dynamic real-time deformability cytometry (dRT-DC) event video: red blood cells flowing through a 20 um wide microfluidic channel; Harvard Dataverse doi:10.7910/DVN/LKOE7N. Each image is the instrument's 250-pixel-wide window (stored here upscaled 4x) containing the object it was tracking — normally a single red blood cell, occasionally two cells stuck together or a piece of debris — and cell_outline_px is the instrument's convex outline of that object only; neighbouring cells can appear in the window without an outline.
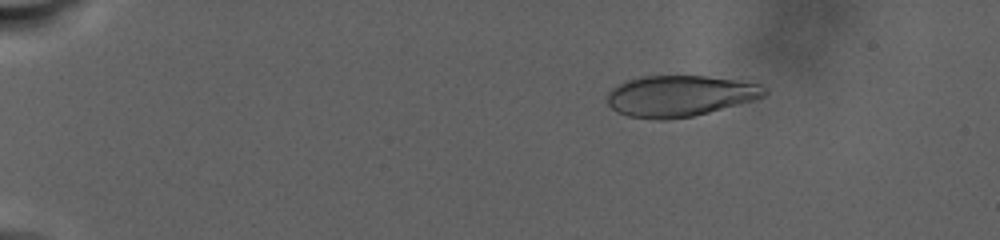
{"species": "human", "species_latin": "Homo sapiens", "temperature_condition": "warm", "stored_images_in_passage": 83, "camera_frame_rate_fps": 3000, "um_per_image_px": 0.085, "donor": {"sex": "male"}, "frame": {"image": 1, "passage_image": 17, "time_ms": 5.333, "image_size_px": [1000, 240], "cell_outline_px": [[768, 92], [764, 96], [752, 100], [708, 112], [692, 116], [668, 120], [660, 120], [628, 116], [616, 112], [608, 104], [608, 92], [612, 88], [624, 80], [640, 76], [708, 76], [760, 84], [768, 88]], "centroid_in_image_um": [57.75, 8.15], "position_along_channel_um": 27.2, "area_um2": 37.63}}
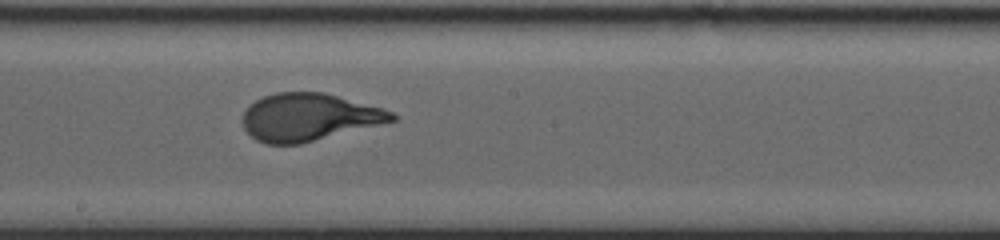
{"frame": {"image": 2, "passage_image": 52, "time_ms": 18.667, "image_size_px": [1000, 240], "cell_outline_px": [[396, 120], [300, 144], [264, 144], [256, 140], [244, 128], [240, 120], [244, 112], [256, 100], [264, 96], [276, 92], [324, 92], [384, 108], [392, 112], [396, 116]], "centroid_in_image_um": [26.23, 9.96], "position_along_channel_um": 222.0, "area_um2": 41.15}}
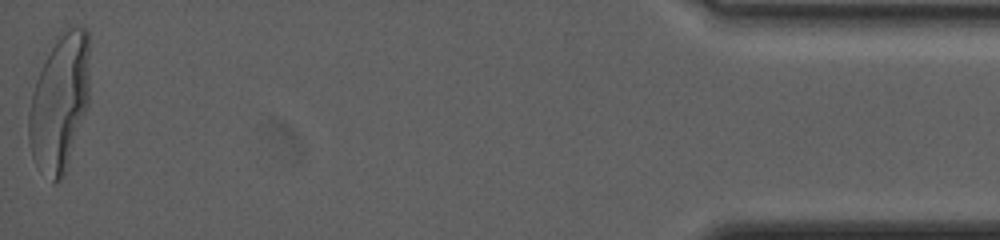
{"frame": {"image": 3, "passage_image": 83, "time_ms": 31.0, "image_size_px": [1000, 240], "cell_outline_px": [[88, 108], [68, 164], [60, 180], [52, 184], [36, 164], [32, 156], [28, 140], [28, 112], [32, 92], [36, 80], [44, 60], [56, 36], [68, 24], [88, 28]], "centroid_in_image_um": [5.06, 8.68], "position_along_channel_um": 430.1, "area_um2": 49.13}, "authors_computed_cell_mechanics": {"area_um2": 41.5004, "velocity_mm_per_s": 2.3214, "shape_relaxation_time_tau1_ms": 7.5912, "shape_relaxation_time_tau2_ms": null, "deformation_change_tau1": 0.2507, "deformation_change_tau2": null}}